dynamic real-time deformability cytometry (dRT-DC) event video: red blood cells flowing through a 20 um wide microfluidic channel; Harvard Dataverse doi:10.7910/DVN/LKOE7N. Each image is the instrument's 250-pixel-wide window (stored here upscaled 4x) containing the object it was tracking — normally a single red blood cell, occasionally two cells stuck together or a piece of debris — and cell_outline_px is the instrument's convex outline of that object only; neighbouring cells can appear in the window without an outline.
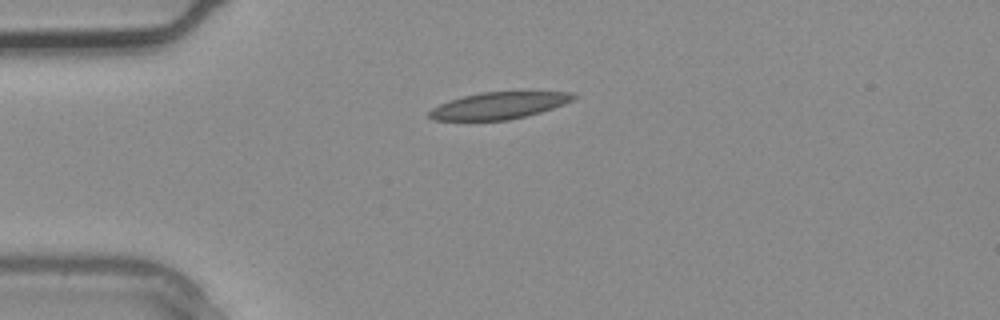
{"species": "common noctule bat (a hibernating species)", "species_latin": "Nyctalus noctula", "temperature_condition": "warm", "stored_images_in_passage": 4, "camera_frame_rate_fps": 3000, "um_per_image_px": 0.085, "animal": {"sex": "male", "body_mass_g": 20.4}, "frame": {"image": 1, "passage_image": 4, "time_ms": 1.0, "image_size_px": [1000, 320], "cell_outline_px": [[580, 96], [564, 104], [540, 112], [508, 120], [432, 120], [428, 116], [428, 112], [432, 108], [440, 104], [464, 96], [484, 92], [572, 92]], "centroid_in_image_um": [42.42, 8.97], "position_along_channel_um": 42.6, "area_um2": 22.25}}